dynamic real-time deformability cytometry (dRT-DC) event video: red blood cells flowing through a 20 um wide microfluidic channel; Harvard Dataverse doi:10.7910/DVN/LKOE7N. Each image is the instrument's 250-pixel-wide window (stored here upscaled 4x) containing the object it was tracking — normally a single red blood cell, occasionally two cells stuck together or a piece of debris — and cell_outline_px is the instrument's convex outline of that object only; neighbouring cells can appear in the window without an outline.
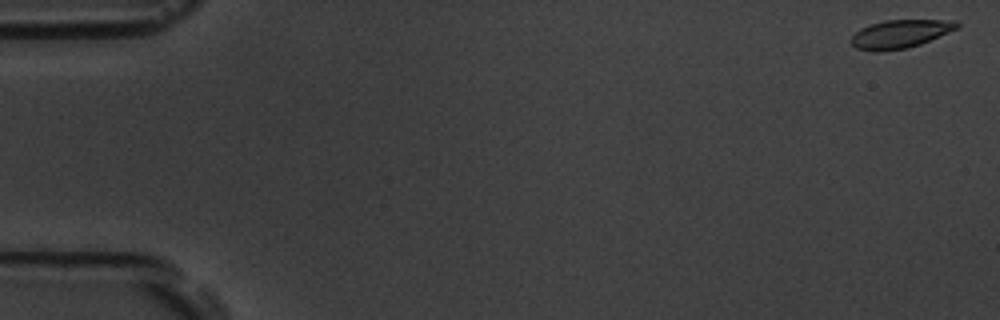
{"species": "common noctule bat (a hibernating species)", "species_latin": "Nyctalus noctula", "temperature_condition": "room temperature", "stored_images_in_passage": 55, "camera_frame_rate_fps": 3000, "um_per_image_px": 0.085, "animal": {"sex": "male", "body_mass_g": 19.5, "forearm_length_mm": 54.6}, "frame": {"image": 1, "passage_image": 1, "time_ms": 0.0, "image_size_px": [1000, 320], "cell_outline_px": [[960, 24], [956, 28], [920, 44], [908, 48], [880, 52], [856, 48], [852, 44], [852, 36], [860, 28], [884, 20], [956, 20]], "centroid_in_image_um": [76.49, 2.88], "position_along_channel_um": 8.5, "area_um2": 17.17}}
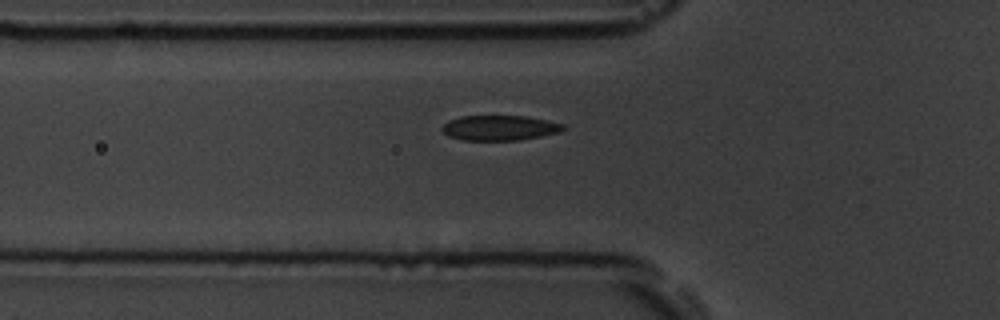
{"frame": {"image": 2, "passage_image": 19, "time_ms": 6.0, "image_size_px": [1000, 320], "cell_outline_px": [[568, 128], [560, 132], [520, 140], [464, 140], [448, 136], [440, 128], [448, 120], [460, 116], [528, 116], [548, 120], [564, 124]], "centroid_in_image_um": [42.49, 10.86], "position_along_channel_um": 83.3, "area_um2": 17.86}}
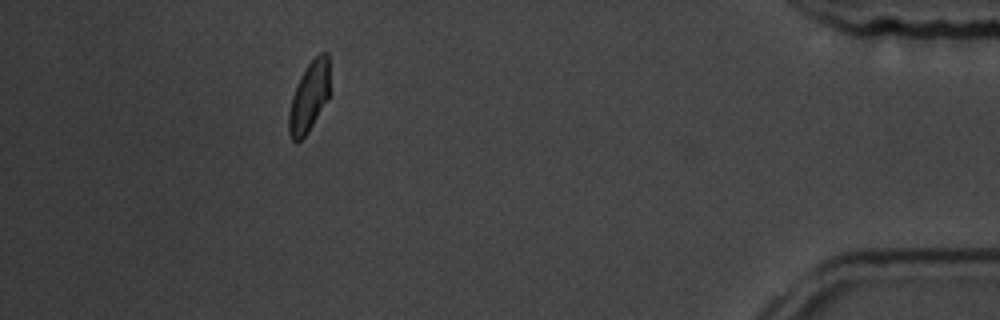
{"frame": {"image": 3, "passage_image": 50, "time_ms": 16.333, "image_size_px": [1000, 320], "cell_outline_px": [[332, 92], [328, 100], [308, 132], [300, 140], [292, 140], [288, 132], [288, 112], [292, 96], [300, 76], [308, 64], [320, 52], [328, 52]], "centroid_in_image_um": [26.32, 8.19], "position_along_channel_um": 408.9, "area_um2": 17.28}, "authors_computed_cell_mechanics": {"area_um2": 17.6868, "velocity_mm_per_s": 3.6805, "shape_relaxation_time_tau1_ms": 2.2821, "shape_relaxation_time_tau2_ms": 1.6813, "deformation_change_tau1": 0.1071, "deformation_change_tau2": 0.0525}}